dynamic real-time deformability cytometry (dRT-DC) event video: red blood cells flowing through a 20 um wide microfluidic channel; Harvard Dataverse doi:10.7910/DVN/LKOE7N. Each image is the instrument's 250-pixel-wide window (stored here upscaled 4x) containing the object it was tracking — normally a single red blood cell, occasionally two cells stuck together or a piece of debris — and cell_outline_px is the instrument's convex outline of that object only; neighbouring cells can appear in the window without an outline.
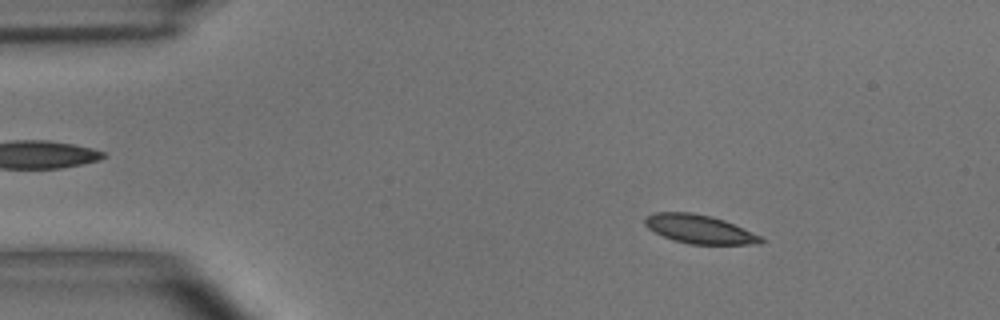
{"species": "common noctule bat (a hibernating species)", "species_latin": "Nyctalus noctula", "temperature_condition": "room temperature", "stored_images_in_passage": 55, "camera_frame_rate_fps": 3000, "um_per_image_px": 0.085, "animal": {"sex": "male", "body_mass_g": 15.6}, "frame": {"image": 1, "passage_image": 8, "time_ms": 2.333, "image_size_px": [1000, 320], "cell_outline_px": [[764, 240], [760, 244], [688, 244], [672, 240], [648, 228], [644, 224], [644, 216], [656, 212], [692, 212], [724, 220], [760, 236]], "centroid_in_image_um": [59.4, 19.48], "position_along_channel_um": 25.6, "area_um2": 19.19}}
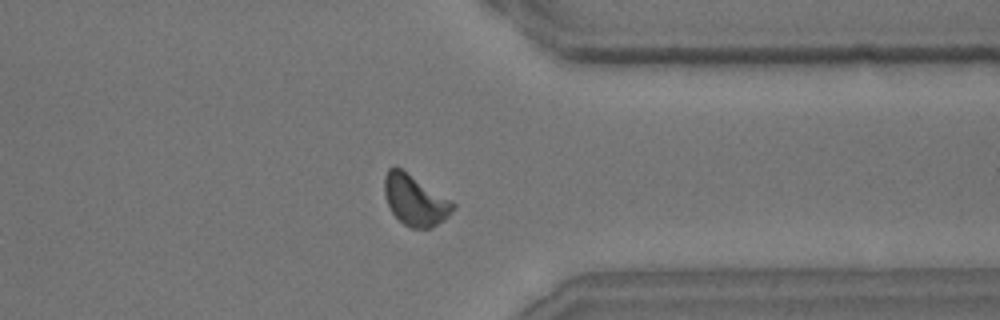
{"frame": {"image": 2, "passage_image": 43, "time_ms": 14.0, "image_size_px": [1000, 320], "cell_outline_px": [[456, 208], [444, 220], [432, 228], [412, 228], [404, 224], [392, 212], [388, 204], [384, 192], [384, 176], [388, 168], [396, 164], [452, 200], [456, 204]], "centroid_in_image_um": [35.29, 16.97], "position_along_channel_um": 376.1, "area_um2": 20.58}}
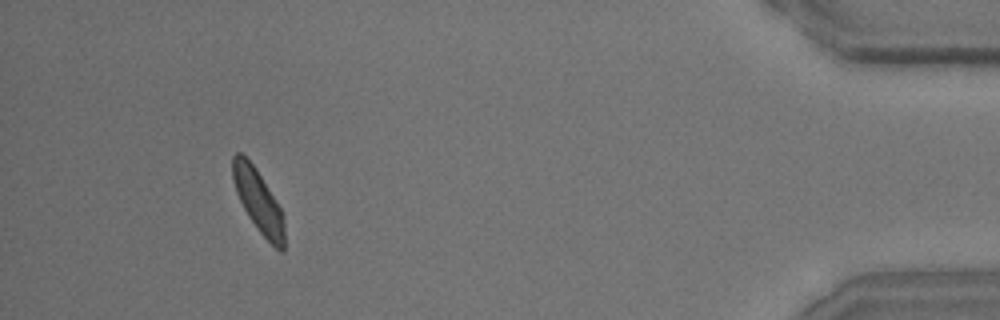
{"frame": {"image": 3, "passage_image": 51, "time_ms": 16.667, "image_size_px": [1000, 320], "cell_outline_px": [[284, 252], [280, 252], [260, 232], [248, 216], [236, 192], [232, 180], [232, 156], [236, 152], [240, 152], [252, 164], [260, 176], [280, 208], [284, 220]], "centroid_in_image_um": [21.94, 17.09], "position_along_channel_um": 413.3, "area_um2": 18.44}, "authors_computed_cell_mechanics": {"area_um2": 19.652, "velocity_mm_per_s": 3.5957, "shape_relaxation_time_tau1_ms": 3.8105, "shape_relaxation_time_tau2_ms": 1.1477, "deformation_change_tau1": 0.1057, "deformation_change_tau2": 0.0571}}